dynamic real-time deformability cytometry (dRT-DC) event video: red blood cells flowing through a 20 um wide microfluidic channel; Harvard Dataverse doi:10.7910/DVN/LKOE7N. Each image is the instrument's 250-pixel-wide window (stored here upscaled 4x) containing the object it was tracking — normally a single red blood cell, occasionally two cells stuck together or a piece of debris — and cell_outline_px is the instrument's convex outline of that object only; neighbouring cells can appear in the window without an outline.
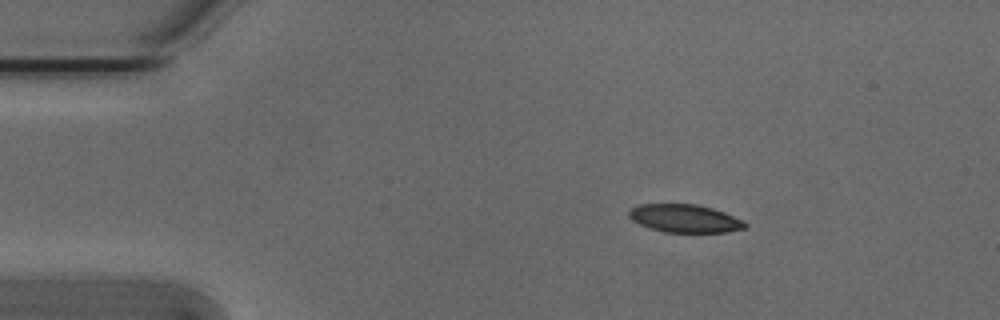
{"species": "Egyptian fruit bat (a non-hibernating species)", "species_latin": "Rousettus aegyptiacus", "temperature_condition": "cold", "stored_images_in_passage": 46, "camera_frame_rate_fps": 3000, "um_per_image_px": 0.085, "animal": {"sex": "male"}, "frame": {"image": 1, "passage_image": 1, "time_ms": 0.0, "image_size_px": [1000, 320], "cell_outline_px": [[748, 228], [728, 232], [664, 232], [640, 224], [632, 220], [628, 216], [628, 212], [636, 204], [696, 204], [712, 208], [724, 212], [744, 220], [748, 224]], "centroid_in_image_um": [58.24, 18.56], "position_along_channel_um": 26.8, "area_um2": 19.07}}
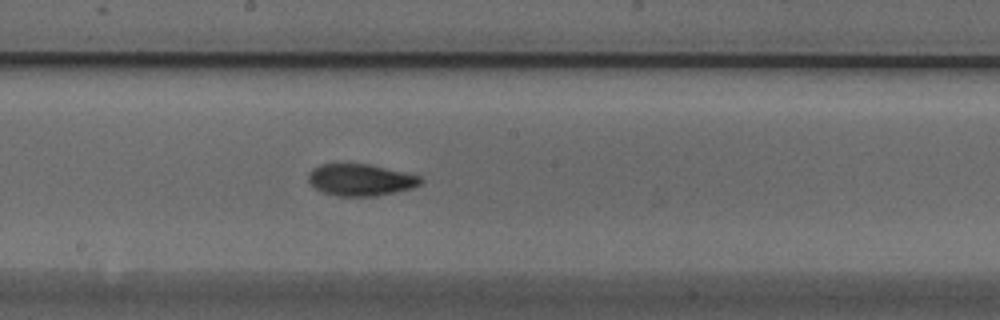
{"frame": {"image": 2, "passage_image": 21, "time_ms": 6.667, "image_size_px": [1000, 320], "cell_outline_px": [[424, 180], [420, 184], [412, 188], [376, 196], [336, 196], [324, 192], [316, 188], [308, 180], [308, 172], [312, 168], [320, 164], [368, 164], [404, 172], [420, 176]], "centroid_in_image_um": [30.64, 15.29], "position_along_channel_um": 217.6, "area_um2": 20.69}}
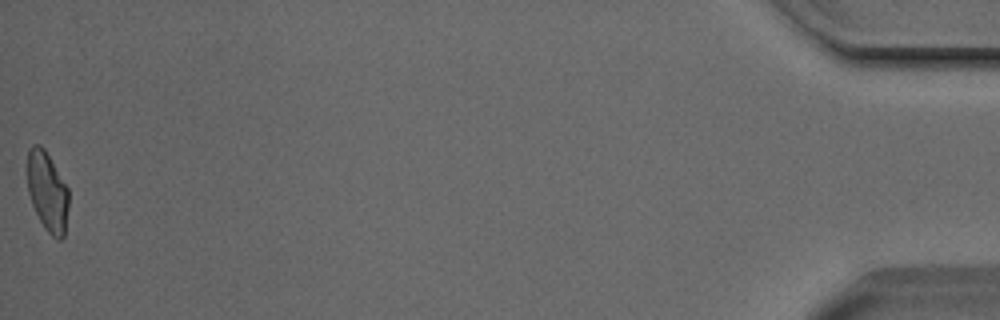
{"frame": {"image": 3, "passage_image": 46, "time_ms": 15.0, "image_size_px": [1000, 320], "cell_outline_px": [[68, 208], [64, 236], [60, 240], [56, 240], [44, 228], [32, 204], [28, 192], [24, 168], [28, 148], [32, 144], [40, 144], [44, 148], [68, 188]], "centroid_in_image_um": [3.97, 16.23], "position_along_channel_um": 431.2, "area_um2": 19.71}, "authors_computed_cell_mechanics": {"area_um2": 19.8832, "velocity_mm_per_s": 3.8057, "shape_relaxation_time_tau1_ms": 3.3457, "shape_relaxation_time_tau2_ms": 2.8579, "deformation_change_tau1": 0.1254, "deformation_change_tau2": 0.0705}}